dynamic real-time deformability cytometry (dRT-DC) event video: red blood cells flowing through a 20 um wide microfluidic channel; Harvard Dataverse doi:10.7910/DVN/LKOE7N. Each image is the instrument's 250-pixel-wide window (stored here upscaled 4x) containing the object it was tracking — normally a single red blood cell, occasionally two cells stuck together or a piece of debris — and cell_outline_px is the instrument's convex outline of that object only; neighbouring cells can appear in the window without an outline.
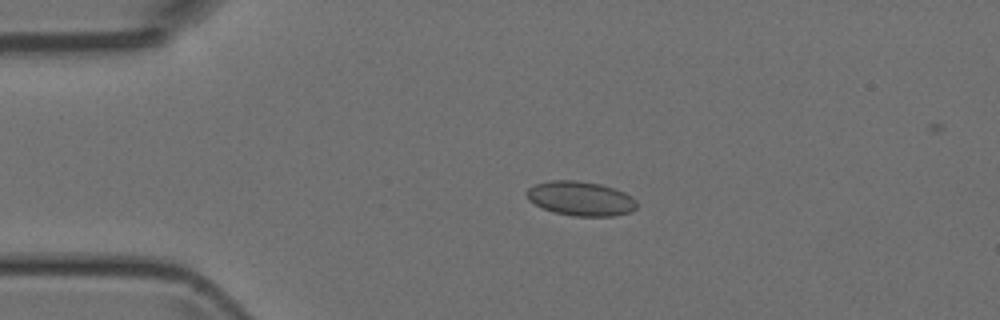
{"species": "Egyptian fruit bat (a non-hibernating species)", "species_latin": "Rousettus aegyptiacus", "temperature_condition": "room temperature", "stored_images_in_passage": 5, "segment_of_instrument_passage": [1, 2], "camera_frame_rate_fps": 3000, "um_per_image_px": 0.085, "animal": {"sex": "female"}, "frame": {"image": 1, "passage_image": 3, "time_ms": 2.333, "image_size_px": [1000, 320], "cell_outline_px": [[636, 208], [632, 212], [612, 216], [572, 216], [556, 212], [544, 208], [528, 200], [524, 192], [528, 188], [536, 184], [552, 180], [576, 180], [600, 184], [616, 188], [632, 196], [636, 200]], "centroid_in_image_um": [49.37, 16.87], "position_along_channel_um": 35.6, "area_um2": 22.14}}